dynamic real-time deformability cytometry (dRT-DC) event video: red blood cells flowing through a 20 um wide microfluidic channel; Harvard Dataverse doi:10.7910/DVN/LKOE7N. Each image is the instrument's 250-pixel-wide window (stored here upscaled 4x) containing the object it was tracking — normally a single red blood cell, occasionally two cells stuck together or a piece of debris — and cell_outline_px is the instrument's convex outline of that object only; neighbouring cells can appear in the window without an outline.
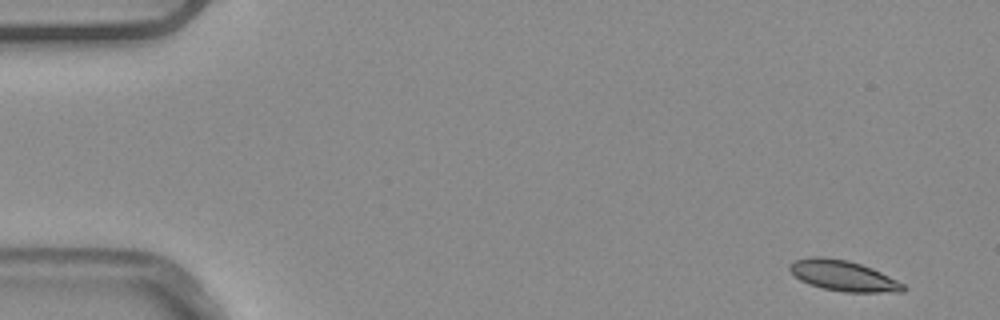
{"species": "common noctule bat (a hibernating species)", "species_latin": "Nyctalus noctula", "temperature_condition": "warm", "stored_images_in_passage": 4, "camera_frame_rate_fps": 3000, "um_per_image_px": 0.085, "animal": {"sex": "male", "body_mass_g": 20.4}, "frame": {"image": 1, "passage_image": 1, "time_ms": 0.0, "image_size_px": [1000, 320], "cell_outline_px": [[908, 288], [904, 292], [844, 292], [820, 288], [808, 284], [800, 280], [788, 268], [788, 264], [796, 260], [808, 256], [824, 256], [848, 260], [872, 268], [904, 284]], "centroid_in_image_um": [71.66, 23.43], "position_along_channel_um": 13.3, "area_um2": 20.4}}